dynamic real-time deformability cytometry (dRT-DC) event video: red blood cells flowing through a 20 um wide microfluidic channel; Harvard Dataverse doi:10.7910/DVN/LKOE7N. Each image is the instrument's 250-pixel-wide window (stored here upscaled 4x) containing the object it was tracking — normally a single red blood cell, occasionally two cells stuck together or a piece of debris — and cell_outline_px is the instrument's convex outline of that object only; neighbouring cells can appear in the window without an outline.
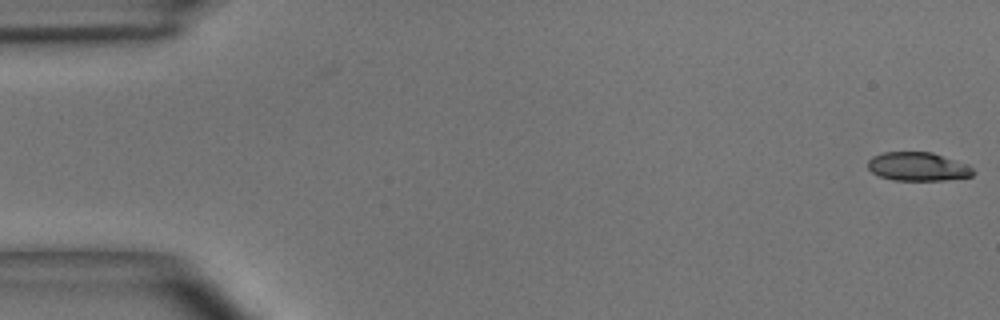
{"species": "common noctule bat (a hibernating species)", "species_latin": "Nyctalus noctula", "temperature_condition": "room temperature", "stored_images_in_passage": 51, "camera_frame_rate_fps": 3000, "um_per_image_px": 0.085, "animal": {"sex": "male", "body_mass_g": 15.6}, "frame": {"image": 1, "passage_image": 1, "time_ms": 0.0, "image_size_px": [1000, 320], "cell_outline_px": [[976, 172], [972, 176], [944, 180], [892, 180], [880, 176], [872, 172], [868, 168], [868, 160], [872, 156], [884, 152], [932, 152], [968, 164]], "centroid_in_image_um": [78.03, 14.16], "position_along_channel_um": 7.0, "area_um2": 17.63}}
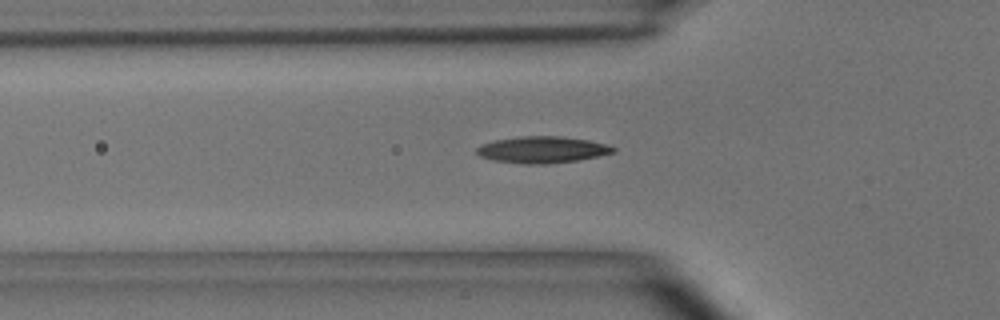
{"frame": {"image": 2, "passage_image": 17, "time_ms": 5.333, "image_size_px": [1000, 320], "cell_outline_px": [[616, 152], [576, 160], [548, 164], [524, 164], [492, 160], [480, 156], [476, 152], [476, 148], [480, 144], [496, 140], [520, 136], [560, 136], [588, 140], [604, 144], [616, 148]], "centroid_in_image_um": [46.05, 12.72], "position_along_channel_um": 79.8, "area_um2": 21.04}}
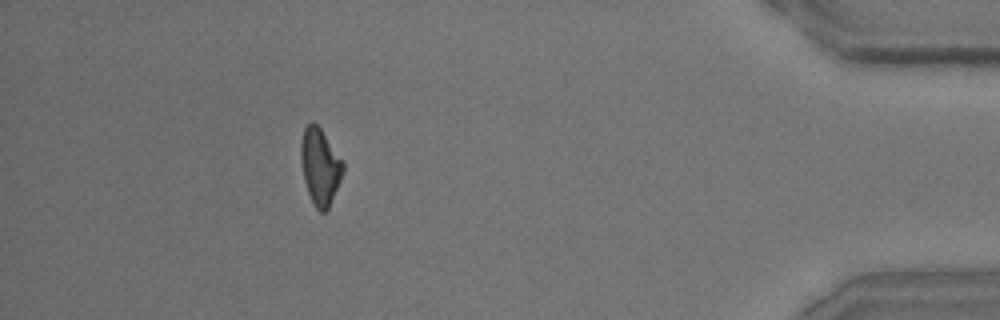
{"frame": {"image": 3, "passage_image": 46, "time_ms": 15.0, "image_size_px": [1000, 320], "cell_outline_px": [[344, 168], [340, 180], [328, 208], [324, 212], [320, 212], [312, 204], [304, 180], [300, 160], [300, 140], [304, 128], [312, 120], [320, 128], [344, 160]], "centroid_in_image_um": [27.19, 14.12], "position_along_channel_um": 408.0, "area_um2": 18.9}, "authors_computed_cell_mechanics": {"area_um2": 19.1896, "velocity_mm_per_s": 3.9385, "shape_relaxation_time_tau1_ms": 5.3772, "shape_relaxation_time_tau2_ms": 3.838, "deformation_change_tau1": 0.1608, "deformation_change_tau2": 0.1254}}